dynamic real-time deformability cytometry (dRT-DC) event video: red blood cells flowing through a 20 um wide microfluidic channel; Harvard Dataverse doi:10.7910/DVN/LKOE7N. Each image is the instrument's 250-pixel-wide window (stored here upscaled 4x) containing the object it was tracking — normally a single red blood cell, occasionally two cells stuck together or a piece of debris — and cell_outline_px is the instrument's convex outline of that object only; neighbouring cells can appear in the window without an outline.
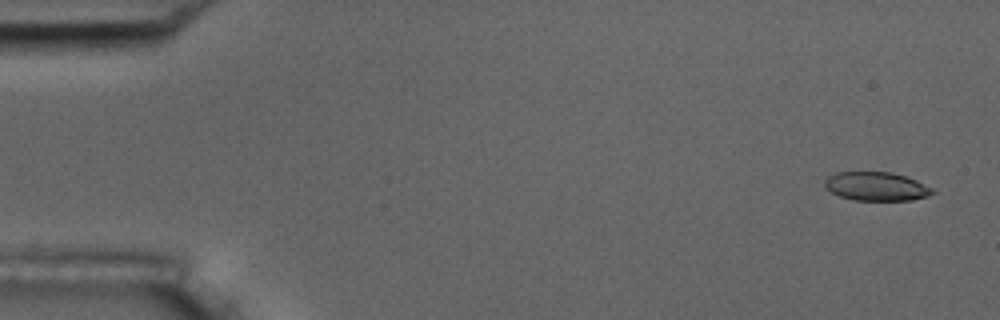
{"species": "common noctule bat (a hibernating species)", "species_latin": "Nyctalus noctula", "temperature_condition": "room temperature", "stored_images_in_passage": 5, "camera_frame_rate_fps": 3000, "um_per_image_px": 0.085, "animal": {"sex": "male", "body_mass_g": 17.5, "forearm_length_mm": 52.3}, "frame": {"image": 1, "passage_image": 1, "time_ms": 0.0, "image_size_px": [1000, 320], "cell_outline_px": [[936, 192], [928, 196], [912, 200], [852, 200], [840, 196], [824, 188], [824, 180], [828, 176], [836, 172], [892, 172], [916, 180], [932, 188]], "centroid_in_image_um": [74.47, 15.84], "position_along_channel_um": 10.5, "area_um2": 18.09}}
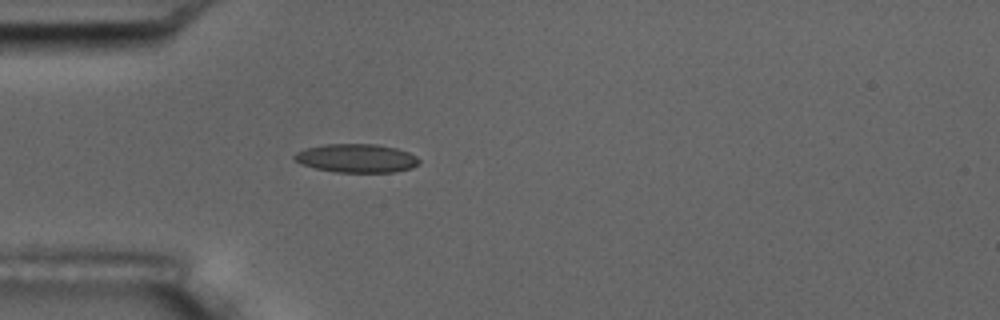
{"frame": {"image": 2, "passage_image": 5, "time_ms": 4.667, "image_size_px": [1000, 320], "cell_outline_px": [[420, 164], [412, 168], [392, 172], [336, 172], [316, 168], [304, 164], [296, 160], [292, 156], [296, 152], [304, 148], [324, 144], [376, 144], [396, 148], [408, 152], [416, 156], [420, 160]], "centroid_in_image_um": [30.32, 13.44], "position_along_channel_um": 54.7, "area_um2": 20.75}}